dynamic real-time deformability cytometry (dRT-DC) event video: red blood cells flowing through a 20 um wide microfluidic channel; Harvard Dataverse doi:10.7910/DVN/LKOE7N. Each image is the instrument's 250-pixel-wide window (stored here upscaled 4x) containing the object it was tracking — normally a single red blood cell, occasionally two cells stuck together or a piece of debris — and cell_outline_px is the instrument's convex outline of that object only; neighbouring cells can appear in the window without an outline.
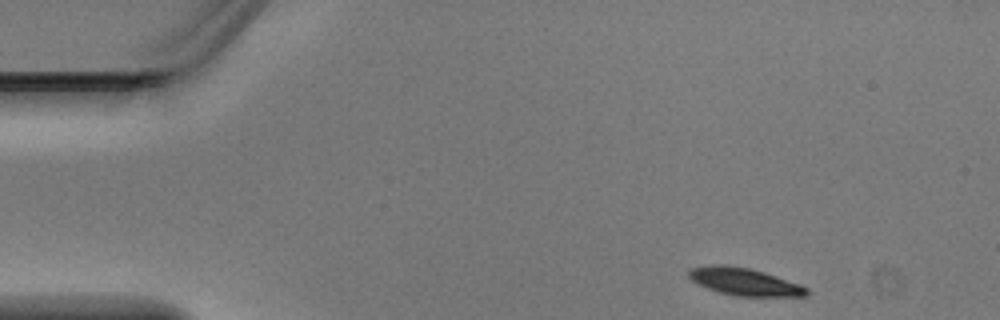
{"species": "Egyptian fruit bat (a non-hibernating species)", "species_latin": "Rousettus aegyptiacus", "temperature_condition": "warm", "stored_images_in_passage": 3, "camera_frame_rate_fps": 3000, "um_per_image_px": 0.085, "animal": {"sex": "male"}, "frame": {"image": 1, "passage_image": 1, "time_ms": 0.0, "image_size_px": [1000, 320], "cell_outline_px": [[808, 296], [736, 296], [720, 292], [708, 288], [692, 280], [688, 276], [688, 268], [716, 264], [724, 264], [752, 268], [800, 284], [808, 288]], "centroid_in_image_um": [63.28, 23.93], "position_along_channel_um": 21.7, "area_um2": 18.84}}